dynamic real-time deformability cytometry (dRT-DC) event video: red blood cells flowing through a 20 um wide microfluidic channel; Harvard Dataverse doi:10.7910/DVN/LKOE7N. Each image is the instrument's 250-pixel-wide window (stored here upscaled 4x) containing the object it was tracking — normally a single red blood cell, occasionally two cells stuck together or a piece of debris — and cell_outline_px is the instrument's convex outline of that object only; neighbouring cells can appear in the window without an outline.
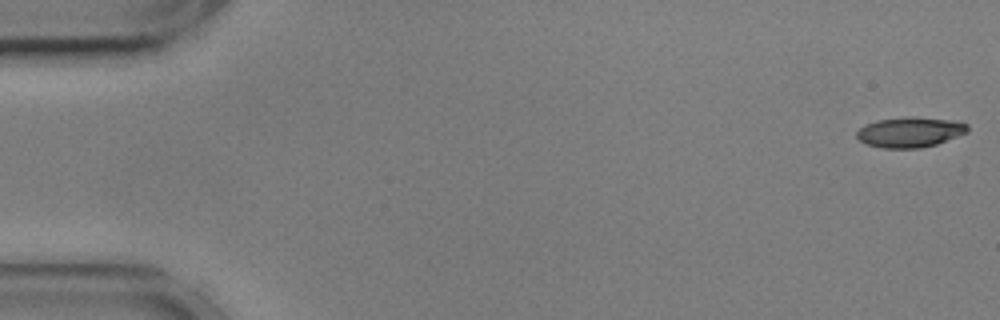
{"species": "common noctule bat (a hibernating species)", "species_latin": "Nyctalus noctula", "temperature_condition": "cold", "stored_images_in_passage": 55, "camera_frame_rate_fps": 3000, "um_per_image_px": 0.085, "animal": {"sex": "male", "body_mass_g": 17.9, "forearm_length_mm": 54.2}, "frame": {"image": 1, "passage_image": 1, "time_ms": 0.0, "image_size_px": [1000, 320], "cell_outline_px": [[968, 132], [936, 144], [920, 148], [884, 148], [868, 144], [860, 140], [856, 136], [856, 132], [864, 124], [876, 120], [908, 116], [912, 116], [948, 120], [968, 124]], "centroid_in_image_um": [77.32, 11.22], "position_along_channel_um": 7.7, "area_um2": 19.42}}
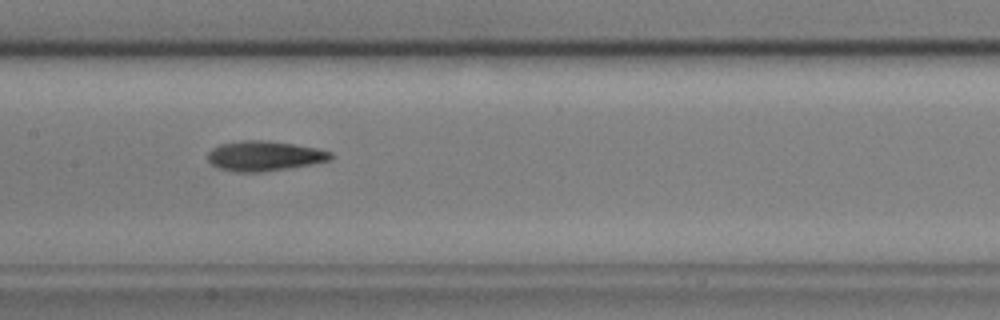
{"frame": {"image": 2, "passage_image": 27, "time_ms": 8.667, "image_size_px": [1000, 320], "cell_outline_px": [[332, 160], [312, 164], [288, 168], [260, 172], [236, 172], [220, 168], [212, 164], [208, 160], [208, 152], [212, 148], [220, 144], [244, 140], [268, 140], [316, 148], [332, 152]], "centroid_in_image_um": [22.48, 13.25], "position_along_channel_um": 184.9, "area_um2": 21.39}}
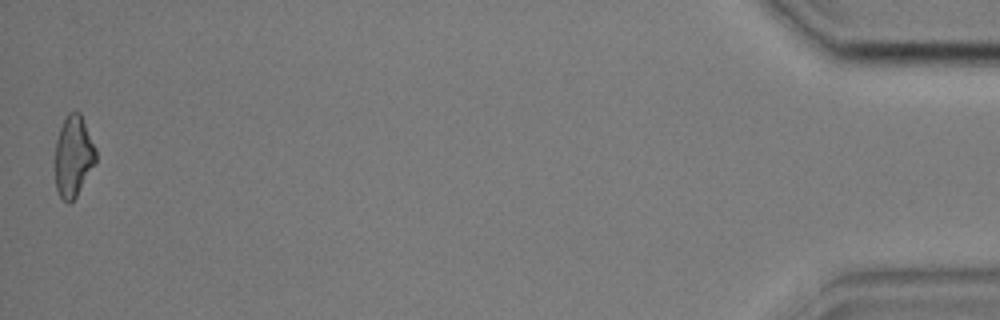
{"frame": {"image": 3, "passage_image": 55, "time_ms": 18.0, "image_size_px": [1000, 320], "cell_outline_px": [[96, 160], [76, 196], [68, 204], [60, 196], [56, 188], [52, 164], [56, 140], [60, 128], [68, 112], [80, 112], [96, 148]], "centroid_in_image_um": [6.18, 13.28], "position_along_channel_um": 429.0, "area_um2": 19.54}, "authors_computed_cell_mechanics": {"area_um2": 20.3456, "velocity_mm_per_s": 3.6017, "shape_relaxation_time_tau1_ms": 4.8143, "shape_relaxation_time_tau2_ms": 8.0156, "deformation_change_tau1": 0.1332, "deformation_change_tau2": 0.1824}}